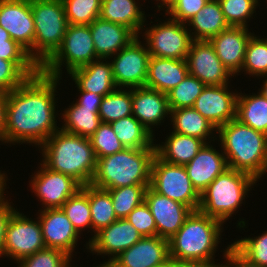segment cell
Instances as JSON below:
<instances>
[{"instance_id":"28","label":"cell","mask_w":267,"mask_h":267,"mask_svg":"<svg viewBox=\"0 0 267 267\" xmlns=\"http://www.w3.org/2000/svg\"><path fill=\"white\" fill-rule=\"evenodd\" d=\"M166 137L165 142L155 144L156 155L175 165L188 164L205 144L201 139L176 132H171Z\"/></svg>"},{"instance_id":"23","label":"cell","mask_w":267,"mask_h":267,"mask_svg":"<svg viewBox=\"0 0 267 267\" xmlns=\"http://www.w3.org/2000/svg\"><path fill=\"white\" fill-rule=\"evenodd\" d=\"M220 151H216L211 142L205 143L197 155L184 165L193 187L200 195L217 176L228 169L226 157L222 149Z\"/></svg>"},{"instance_id":"24","label":"cell","mask_w":267,"mask_h":267,"mask_svg":"<svg viewBox=\"0 0 267 267\" xmlns=\"http://www.w3.org/2000/svg\"><path fill=\"white\" fill-rule=\"evenodd\" d=\"M89 27L96 55L101 59H112L138 37L130 28L101 18L95 19Z\"/></svg>"},{"instance_id":"18","label":"cell","mask_w":267,"mask_h":267,"mask_svg":"<svg viewBox=\"0 0 267 267\" xmlns=\"http://www.w3.org/2000/svg\"><path fill=\"white\" fill-rule=\"evenodd\" d=\"M37 213L46 248L58 249L72 258L81 235L64 211L61 208L40 209Z\"/></svg>"},{"instance_id":"4","label":"cell","mask_w":267,"mask_h":267,"mask_svg":"<svg viewBox=\"0 0 267 267\" xmlns=\"http://www.w3.org/2000/svg\"><path fill=\"white\" fill-rule=\"evenodd\" d=\"M224 224L199 210L192 211L169 241L170 259L201 262L215 267V253L222 240Z\"/></svg>"},{"instance_id":"52","label":"cell","mask_w":267,"mask_h":267,"mask_svg":"<svg viewBox=\"0 0 267 267\" xmlns=\"http://www.w3.org/2000/svg\"><path fill=\"white\" fill-rule=\"evenodd\" d=\"M6 125V92L0 91V141Z\"/></svg>"},{"instance_id":"36","label":"cell","mask_w":267,"mask_h":267,"mask_svg":"<svg viewBox=\"0 0 267 267\" xmlns=\"http://www.w3.org/2000/svg\"><path fill=\"white\" fill-rule=\"evenodd\" d=\"M40 68L34 61H9L0 58V91L10 92L22 85Z\"/></svg>"},{"instance_id":"35","label":"cell","mask_w":267,"mask_h":267,"mask_svg":"<svg viewBox=\"0 0 267 267\" xmlns=\"http://www.w3.org/2000/svg\"><path fill=\"white\" fill-rule=\"evenodd\" d=\"M132 115V88H117L103 96L99 117L103 123H111Z\"/></svg>"},{"instance_id":"30","label":"cell","mask_w":267,"mask_h":267,"mask_svg":"<svg viewBox=\"0 0 267 267\" xmlns=\"http://www.w3.org/2000/svg\"><path fill=\"white\" fill-rule=\"evenodd\" d=\"M186 25L192 28H188L192 40H209L230 27L218 0H209Z\"/></svg>"},{"instance_id":"38","label":"cell","mask_w":267,"mask_h":267,"mask_svg":"<svg viewBox=\"0 0 267 267\" xmlns=\"http://www.w3.org/2000/svg\"><path fill=\"white\" fill-rule=\"evenodd\" d=\"M148 186L150 185H131L107 190L118 219L126 218L135 207L145 201V192Z\"/></svg>"},{"instance_id":"10","label":"cell","mask_w":267,"mask_h":267,"mask_svg":"<svg viewBox=\"0 0 267 267\" xmlns=\"http://www.w3.org/2000/svg\"><path fill=\"white\" fill-rule=\"evenodd\" d=\"M149 28V29H148ZM142 35L150 56L172 59H186L193 41L185 23L169 17L164 22L143 28ZM145 36V37H144Z\"/></svg>"},{"instance_id":"39","label":"cell","mask_w":267,"mask_h":267,"mask_svg":"<svg viewBox=\"0 0 267 267\" xmlns=\"http://www.w3.org/2000/svg\"><path fill=\"white\" fill-rule=\"evenodd\" d=\"M241 71L245 72V75H250L249 77L267 76V40L265 38L258 35L256 37L255 34L251 36L246 46Z\"/></svg>"},{"instance_id":"6","label":"cell","mask_w":267,"mask_h":267,"mask_svg":"<svg viewBox=\"0 0 267 267\" xmlns=\"http://www.w3.org/2000/svg\"><path fill=\"white\" fill-rule=\"evenodd\" d=\"M257 180L247 173L228 168L200 195L198 210L223 224L233 217L247 199ZM247 196V197H246Z\"/></svg>"},{"instance_id":"48","label":"cell","mask_w":267,"mask_h":267,"mask_svg":"<svg viewBox=\"0 0 267 267\" xmlns=\"http://www.w3.org/2000/svg\"><path fill=\"white\" fill-rule=\"evenodd\" d=\"M0 58L9 61H33L28 52L13 39L0 42Z\"/></svg>"},{"instance_id":"2","label":"cell","mask_w":267,"mask_h":267,"mask_svg":"<svg viewBox=\"0 0 267 267\" xmlns=\"http://www.w3.org/2000/svg\"><path fill=\"white\" fill-rule=\"evenodd\" d=\"M38 149L40 162L50 170L71 176L82 186L92 182L97 158L89 138L59 129Z\"/></svg>"},{"instance_id":"32","label":"cell","mask_w":267,"mask_h":267,"mask_svg":"<svg viewBox=\"0 0 267 267\" xmlns=\"http://www.w3.org/2000/svg\"><path fill=\"white\" fill-rule=\"evenodd\" d=\"M242 124L267 135V99L260 93H238L236 118Z\"/></svg>"},{"instance_id":"46","label":"cell","mask_w":267,"mask_h":267,"mask_svg":"<svg viewBox=\"0 0 267 267\" xmlns=\"http://www.w3.org/2000/svg\"><path fill=\"white\" fill-rule=\"evenodd\" d=\"M126 219L137 229L142 237L157 236L155 220L145 201L135 207Z\"/></svg>"},{"instance_id":"27","label":"cell","mask_w":267,"mask_h":267,"mask_svg":"<svg viewBox=\"0 0 267 267\" xmlns=\"http://www.w3.org/2000/svg\"><path fill=\"white\" fill-rule=\"evenodd\" d=\"M136 1L102 0L99 18L128 27L139 36L146 26V15L141 10L143 5Z\"/></svg>"},{"instance_id":"3","label":"cell","mask_w":267,"mask_h":267,"mask_svg":"<svg viewBox=\"0 0 267 267\" xmlns=\"http://www.w3.org/2000/svg\"><path fill=\"white\" fill-rule=\"evenodd\" d=\"M216 134L228 168L261 180L267 173V135L237 119L220 126Z\"/></svg>"},{"instance_id":"16","label":"cell","mask_w":267,"mask_h":267,"mask_svg":"<svg viewBox=\"0 0 267 267\" xmlns=\"http://www.w3.org/2000/svg\"><path fill=\"white\" fill-rule=\"evenodd\" d=\"M189 74L205 85L230 84L234 76L222 64L208 40H193L186 58Z\"/></svg>"},{"instance_id":"31","label":"cell","mask_w":267,"mask_h":267,"mask_svg":"<svg viewBox=\"0 0 267 267\" xmlns=\"http://www.w3.org/2000/svg\"><path fill=\"white\" fill-rule=\"evenodd\" d=\"M60 115L63 120L61 130L85 138H90L102 123L99 108L82 107L76 102L69 105Z\"/></svg>"},{"instance_id":"41","label":"cell","mask_w":267,"mask_h":267,"mask_svg":"<svg viewBox=\"0 0 267 267\" xmlns=\"http://www.w3.org/2000/svg\"><path fill=\"white\" fill-rule=\"evenodd\" d=\"M68 24L90 25L99 18L102 0H62Z\"/></svg>"},{"instance_id":"17","label":"cell","mask_w":267,"mask_h":267,"mask_svg":"<svg viewBox=\"0 0 267 267\" xmlns=\"http://www.w3.org/2000/svg\"><path fill=\"white\" fill-rule=\"evenodd\" d=\"M230 86L206 85L193 105L216 129L236 118L238 93L230 91Z\"/></svg>"},{"instance_id":"15","label":"cell","mask_w":267,"mask_h":267,"mask_svg":"<svg viewBox=\"0 0 267 267\" xmlns=\"http://www.w3.org/2000/svg\"><path fill=\"white\" fill-rule=\"evenodd\" d=\"M142 238L137 229L126 219H117L109 226L100 229L94 236L89 238L86 243V249L95 255L108 256V261L103 264H109L124 250L130 248ZM90 250V251H89Z\"/></svg>"},{"instance_id":"50","label":"cell","mask_w":267,"mask_h":267,"mask_svg":"<svg viewBox=\"0 0 267 267\" xmlns=\"http://www.w3.org/2000/svg\"><path fill=\"white\" fill-rule=\"evenodd\" d=\"M11 203L12 202H9L6 198L0 204V257H3L5 255L4 243L7 225L11 218V215L17 210V208L15 209L13 204L11 205Z\"/></svg>"},{"instance_id":"26","label":"cell","mask_w":267,"mask_h":267,"mask_svg":"<svg viewBox=\"0 0 267 267\" xmlns=\"http://www.w3.org/2000/svg\"><path fill=\"white\" fill-rule=\"evenodd\" d=\"M186 59L150 56L145 87L167 94L188 74Z\"/></svg>"},{"instance_id":"22","label":"cell","mask_w":267,"mask_h":267,"mask_svg":"<svg viewBox=\"0 0 267 267\" xmlns=\"http://www.w3.org/2000/svg\"><path fill=\"white\" fill-rule=\"evenodd\" d=\"M132 115L155 136L154 126L170 118L167 94L145 86L132 88Z\"/></svg>"},{"instance_id":"40","label":"cell","mask_w":267,"mask_h":267,"mask_svg":"<svg viewBox=\"0 0 267 267\" xmlns=\"http://www.w3.org/2000/svg\"><path fill=\"white\" fill-rule=\"evenodd\" d=\"M205 86L198 78L188 73L176 87L167 93L170 111L193 107Z\"/></svg>"},{"instance_id":"51","label":"cell","mask_w":267,"mask_h":267,"mask_svg":"<svg viewBox=\"0 0 267 267\" xmlns=\"http://www.w3.org/2000/svg\"><path fill=\"white\" fill-rule=\"evenodd\" d=\"M77 90L80 94L79 99H77L76 103L82 107H88V108H99L102 98V95L95 94L94 92H87L80 90L77 87Z\"/></svg>"},{"instance_id":"9","label":"cell","mask_w":267,"mask_h":267,"mask_svg":"<svg viewBox=\"0 0 267 267\" xmlns=\"http://www.w3.org/2000/svg\"><path fill=\"white\" fill-rule=\"evenodd\" d=\"M150 187L160 195L198 210L200 194L193 187L182 165L165 162L155 155L151 166Z\"/></svg>"},{"instance_id":"7","label":"cell","mask_w":267,"mask_h":267,"mask_svg":"<svg viewBox=\"0 0 267 267\" xmlns=\"http://www.w3.org/2000/svg\"><path fill=\"white\" fill-rule=\"evenodd\" d=\"M34 62L41 68L59 49L68 26L62 0H31Z\"/></svg>"},{"instance_id":"20","label":"cell","mask_w":267,"mask_h":267,"mask_svg":"<svg viewBox=\"0 0 267 267\" xmlns=\"http://www.w3.org/2000/svg\"><path fill=\"white\" fill-rule=\"evenodd\" d=\"M169 259V241L159 236H151L142 237L109 264L112 267H158Z\"/></svg>"},{"instance_id":"11","label":"cell","mask_w":267,"mask_h":267,"mask_svg":"<svg viewBox=\"0 0 267 267\" xmlns=\"http://www.w3.org/2000/svg\"><path fill=\"white\" fill-rule=\"evenodd\" d=\"M36 218L37 220L29 218L18 210L11 215L5 234V256L18 263L46 248L40 221Z\"/></svg>"},{"instance_id":"59","label":"cell","mask_w":267,"mask_h":267,"mask_svg":"<svg viewBox=\"0 0 267 267\" xmlns=\"http://www.w3.org/2000/svg\"><path fill=\"white\" fill-rule=\"evenodd\" d=\"M158 267H169V260Z\"/></svg>"},{"instance_id":"5","label":"cell","mask_w":267,"mask_h":267,"mask_svg":"<svg viewBox=\"0 0 267 267\" xmlns=\"http://www.w3.org/2000/svg\"><path fill=\"white\" fill-rule=\"evenodd\" d=\"M155 148H124L113 155L97 159L92 186L115 189L131 185H150Z\"/></svg>"},{"instance_id":"43","label":"cell","mask_w":267,"mask_h":267,"mask_svg":"<svg viewBox=\"0 0 267 267\" xmlns=\"http://www.w3.org/2000/svg\"><path fill=\"white\" fill-rule=\"evenodd\" d=\"M89 140L97 159L113 155L125 148L116 137L110 123L102 122Z\"/></svg>"},{"instance_id":"42","label":"cell","mask_w":267,"mask_h":267,"mask_svg":"<svg viewBox=\"0 0 267 267\" xmlns=\"http://www.w3.org/2000/svg\"><path fill=\"white\" fill-rule=\"evenodd\" d=\"M229 26L246 27L256 13L260 0H218ZM249 20V21H248Z\"/></svg>"},{"instance_id":"33","label":"cell","mask_w":267,"mask_h":267,"mask_svg":"<svg viewBox=\"0 0 267 267\" xmlns=\"http://www.w3.org/2000/svg\"><path fill=\"white\" fill-rule=\"evenodd\" d=\"M110 125L125 148H155L154 135L133 115L120 118Z\"/></svg>"},{"instance_id":"55","label":"cell","mask_w":267,"mask_h":267,"mask_svg":"<svg viewBox=\"0 0 267 267\" xmlns=\"http://www.w3.org/2000/svg\"><path fill=\"white\" fill-rule=\"evenodd\" d=\"M155 1H157L156 3L158 7L157 11H160V10L162 11L163 9H166L163 11L167 12L176 3L177 0H155Z\"/></svg>"},{"instance_id":"8","label":"cell","mask_w":267,"mask_h":267,"mask_svg":"<svg viewBox=\"0 0 267 267\" xmlns=\"http://www.w3.org/2000/svg\"><path fill=\"white\" fill-rule=\"evenodd\" d=\"M97 59L99 58L96 55L89 25L68 24L61 46L40 71L50 77L62 78L63 67L69 74L72 70Z\"/></svg>"},{"instance_id":"19","label":"cell","mask_w":267,"mask_h":267,"mask_svg":"<svg viewBox=\"0 0 267 267\" xmlns=\"http://www.w3.org/2000/svg\"><path fill=\"white\" fill-rule=\"evenodd\" d=\"M145 203L149 206L157 227V236L169 240L183 226L193 211L190 207L155 192L150 186L145 192Z\"/></svg>"},{"instance_id":"34","label":"cell","mask_w":267,"mask_h":267,"mask_svg":"<svg viewBox=\"0 0 267 267\" xmlns=\"http://www.w3.org/2000/svg\"><path fill=\"white\" fill-rule=\"evenodd\" d=\"M88 198L92 220V235L100 229L109 226L118 218L115 215L110 193L105 189H100L88 185Z\"/></svg>"},{"instance_id":"47","label":"cell","mask_w":267,"mask_h":267,"mask_svg":"<svg viewBox=\"0 0 267 267\" xmlns=\"http://www.w3.org/2000/svg\"><path fill=\"white\" fill-rule=\"evenodd\" d=\"M209 0H177L165 14L181 23H187L197 14Z\"/></svg>"},{"instance_id":"44","label":"cell","mask_w":267,"mask_h":267,"mask_svg":"<svg viewBox=\"0 0 267 267\" xmlns=\"http://www.w3.org/2000/svg\"><path fill=\"white\" fill-rule=\"evenodd\" d=\"M256 237H244L231 243L252 263L267 267V231Z\"/></svg>"},{"instance_id":"21","label":"cell","mask_w":267,"mask_h":267,"mask_svg":"<svg viewBox=\"0 0 267 267\" xmlns=\"http://www.w3.org/2000/svg\"><path fill=\"white\" fill-rule=\"evenodd\" d=\"M254 33L246 27L230 26L208 40L222 64L233 76L239 75L242 70L246 46Z\"/></svg>"},{"instance_id":"45","label":"cell","mask_w":267,"mask_h":267,"mask_svg":"<svg viewBox=\"0 0 267 267\" xmlns=\"http://www.w3.org/2000/svg\"><path fill=\"white\" fill-rule=\"evenodd\" d=\"M71 260L63 251L45 248L20 260L17 267H65Z\"/></svg>"},{"instance_id":"25","label":"cell","mask_w":267,"mask_h":267,"mask_svg":"<svg viewBox=\"0 0 267 267\" xmlns=\"http://www.w3.org/2000/svg\"><path fill=\"white\" fill-rule=\"evenodd\" d=\"M108 59H97L89 64L72 70L69 76L75 82V87L102 96L113 92L118 87L115 84L112 65ZM105 61V62H104Z\"/></svg>"},{"instance_id":"13","label":"cell","mask_w":267,"mask_h":267,"mask_svg":"<svg viewBox=\"0 0 267 267\" xmlns=\"http://www.w3.org/2000/svg\"><path fill=\"white\" fill-rule=\"evenodd\" d=\"M40 166V170L37 169L38 171L31 175L29 187L31 186L32 192L42 202V209L61 208L82 188V185L71 176L52 171L42 162Z\"/></svg>"},{"instance_id":"53","label":"cell","mask_w":267,"mask_h":267,"mask_svg":"<svg viewBox=\"0 0 267 267\" xmlns=\"http://www.w3.org/2000/svg\"><path fill=\"white\" fill-rule=\"evenodd\" d=\"M169 267H215L201 262L175 261L169 259Z\"/></svg>"},{"instance_id":"56","label":"cell","mask_w":267,"mask_h":267,"mask_svg":"<svg viewBox=\"0 0 267 267\" xmlns=\"http://www.w3.org/2000/svg\"><path fill=\"white\" fill-rule=\"evenodd\" d=\"M10 34L0 25V42H5V40H10Z\"/></svg>"},{"instance_id":"58","label":"cell","mask_w":267,"mask_h":267,"mask_svg":"<svg viewBox=\"0 0 267 267\" xmlns=\"http://www.w3.org/2000/svg\"><path fill=\"white\" fill-rule=\"evenodd\" d=\"M93 267H112L110 264H100L98 266H93Z\"/></svg>"},{"instance_id":"57","label":"cell","mask_w":267,"mask_h":267,"mask_svg":"<svg viewBox=\"0 0 267 267\" xmlns=\"http://www.w3.org/2000/svg\"><path fill=\"white\" fill-rule=\"evenodd\" d=\"M266 78L265 80H263V87L260 89L259 88V92L267 99V76H262L261 78Z\"/></svg>"},{"instance_id":"12","label":"cell","mask_w":267,"mask_h":267,"mask_svg":"<svg viewBox=\"0 0 267 267\" xmlns=\"http://www.w3.org/2000/svg\"><path fill=\"white\" fill-rule=\"evenodd\" d=\"M140 36L121 49L110 61L113 77L118 88H138L146 84L150 53Z\"/></svg>"},{"instance_id":"29","label":"cell","mask_w":267,"mask_h":267,"mask_svg":"<svg viewBox=\"0 0 267 267\" xmlns=\"http://www.w3.org/2000/svg\"><path fill=\"white\" fill-rule=\"evenodd\" d=\"M169 117V120L171 121L170 125L173 124L172 132L196 137L203 140L205 143H208V141L215 142V140H218L214 136V133L217 132V129L214 127V125L205 119L193 107L171 110Z\"/></svg>"},{"instance_id":"60","label":"cell","mask_w":267,"mask_h":267,"mask_svg":"<svg viewBox=\"0 0 267 267\" xmlns=\"http://www.w3.org/2000/svg\"><path fill=\"white\" fill-rule=\"evenodd\" d=\"M70 262H72V260H71V261H69L65 267H72V265H71V263H70ZM76 267H77V266H76Z\"/></svg>"},{"instance_id":"37","label":"cell","mask_w":267,"mask_h":267,"mask_svg":"<svg viewBox=\"0 0 267 267\" xmlns=\"http://www.w3.org/2000/svg\"><path fill=\"white\" fill-rule=\"evenodd\" d=\"M71 221L73 227L81 235L82 231L90 229L92 232V220L88 198V185L71 196L61 207Z\"/></svg>"},{"instance_id":"14","label":"cell","mask_w":267,"mask_h":267,"mask_svg":"<svg viewBox=\"0 0 267 267\" xmlns=\"http://www.w3.org/2000/svg\"><path fill=\"white\" fill-rule=\"evenodd\" d=\"M0 25L34 61L35 25L31 0H0Z\"/></svg>"},{"instance_id":"1","label":"cell","mask_w":267,"mask_h":267,"mask_svg":"<svg viewBox=\"0 0 267 267\" xmlns=\"http://www.w3.org/2000/svg\"><path fill=\"white\" fill-rule=\"evenodd\" d=\"M61 78L39 71L6 93V125L2 144H28L38 148L57 130L55 98ZM57 113V114H56Z\"/></svg>"},{"instance_id":"49","label":"cell","mask_w":267,"mask_h":267,"mask_svg":"<svg viewBox=\"0 0 267 267\" xmlns=\"http://www.w3.org/2000/svg\"><path fill=\"white\" fill-rule=\"evenodd\" d=\"M226 247L223 249L225 264L222 263L219 267H261L244 257L232 244Z\"/></svg>"},{"instance_id":"54","label":"cell","mask_w":267,"mask_h":267,"mask_svg":"<svg viewBox=\"0 0 267 267\" xmlns=\"http://www.w3.org/2000/svg\"><path fill=\"white\" fill-rule=\"evenodd\" d=\"M8 180V176L5 172H1L0 170V204L6 199V193L4 192L6 188V182ZM5 194V196H4Z\"/></svg>"}]
</instances>
